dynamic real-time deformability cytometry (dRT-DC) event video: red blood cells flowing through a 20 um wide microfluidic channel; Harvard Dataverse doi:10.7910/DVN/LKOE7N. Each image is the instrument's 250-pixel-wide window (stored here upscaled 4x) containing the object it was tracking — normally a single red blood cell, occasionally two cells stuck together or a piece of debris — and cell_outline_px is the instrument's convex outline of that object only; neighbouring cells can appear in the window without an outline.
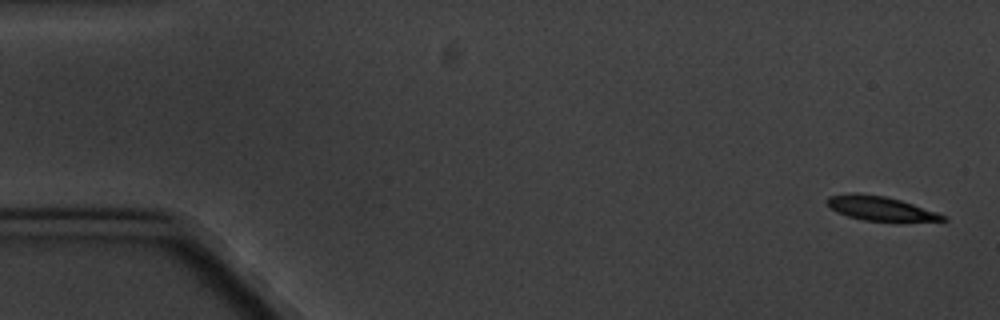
{"species": "common noctule bat (a hibernating species)", "species_latin": "Nyctalus noctula", "temperature_condition": "cold", "stored_images_in_passage": 10, "camera_frame_rate_fps": 3000, "um_per_image_px": 0.085, "animal": {"sex": "male", "body_mass_g": 20.1, "forearm_length_mm": 53.5}, "frame": {"image": 1, "passage_image": 1, "time_ms": 0.0, "image_size_px": [1000, 320], "cell_outline_px": [[948, 220], [864, 220], [848, 216], [836, 212], [824, 200], [828, 196], [852, 192], [856, 192], [884, 196], [900, 200], [948, 216]], "centroid_in_image_um": [74.75, 17.68], "position_along_channel_um": 10.3, "area_um2": 15.95}}
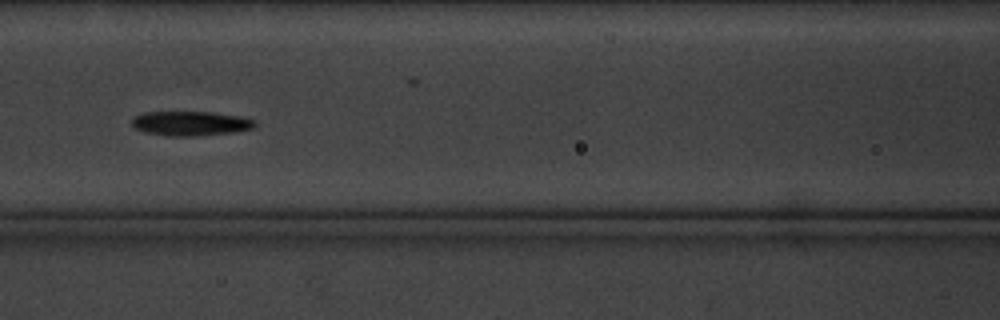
{"frame": {"image": 2, "passage_image": 7, "time_ms": 8.0, "image_size_px": [1000, 320], "cell_outline_px": [[256, 128], [232, 132], [196, 136], [168, 136], [144, 132], [136, 128], [132, 124], [132, 120], [136, 116], [144, 112], [212, 112], [240, 116], [256, 120]], "centroid_in_image_um": [16.24, 10.49], "position_along_channel_um": 150.4, "area_um2": 17.57}}
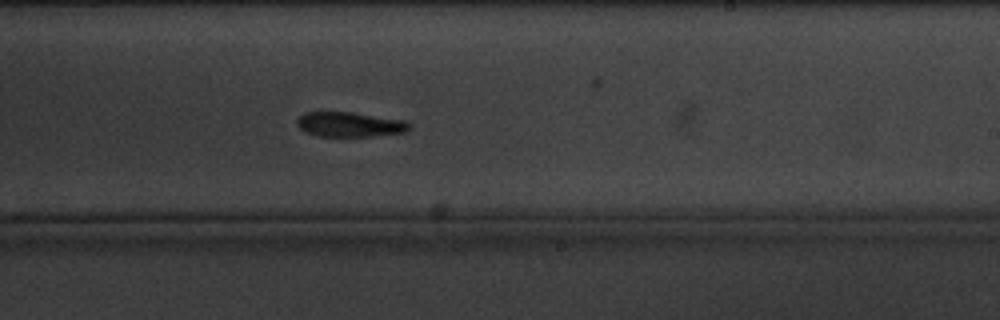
{"frame": {"image": 3, "passage_image": 10, "time_ms": 11.333, "image_size_px": [1000, 320], "cell_outline_px": [[412, 124], [404, 132], [372, 136], [316, 136], [300, 128], [296, 124], [296, 120], [304, 112], [352, 112], [404, 120]], "centroid_in_image_um": [29.71, 10.57], "position_along_channel_um": 259.3, "area_um2": 16.13}}